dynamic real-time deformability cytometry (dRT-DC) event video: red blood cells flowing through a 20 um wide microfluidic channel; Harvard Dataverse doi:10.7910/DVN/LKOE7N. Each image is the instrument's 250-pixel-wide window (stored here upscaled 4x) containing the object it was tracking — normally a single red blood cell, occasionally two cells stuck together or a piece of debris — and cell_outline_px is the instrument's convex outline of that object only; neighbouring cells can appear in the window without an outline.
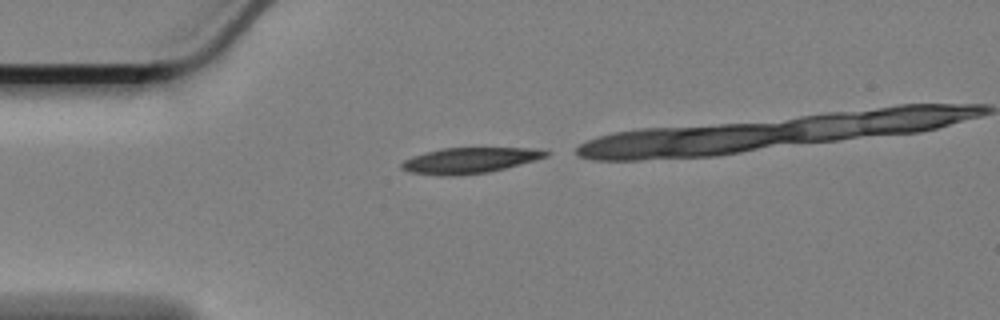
{"species": "Egyptian fruit bat (a non-hibernating species)", "species_latin": "Rousettus aegyptiacus", "temperature_condition": "cold", "stored_images_in_passage": 36, "camera_frame_rate_fps": 3000, "um_per_image_px": 0.085, "animal": {"sex": "female"}, "frame": {"image": 1, "passage_image": 1, "time_ms": 0.0, "image_size_px": [1000, 320], "cell_outline_px": [[552, 152], [548, 156], [536, 160], [488, 172], [456, 176], [440, 176], [412, 172], [400, 168], [400, 164], [404, 160], [412, 156], [424, 152], [440, 148], [536, 148]], "centroid_in_image_um": [39.92, 13.63], "position_along_channel_um": 45.1, "area_um2": 21.73}}
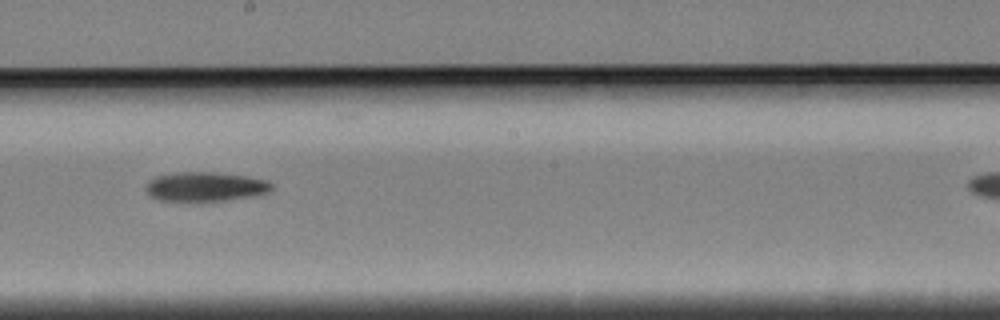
{"frame": {"image": 2, "passage_image": 18, "time_ms": 5.667, "image_size_px": [1000, 320], "cell_outline_px": [[272, 188], [268, 192], [252, 196], [224, 200], [160, 200], [152, 196], [148, 192], [148, 180], [156, 176], [176, 172], [212, 172], [248, 176], [268, 180], [272, 184]], "centroid_in_image_um": [17.49, 15.84], "position_along_channel_um": 230.7, "area_um2": 21.1}}
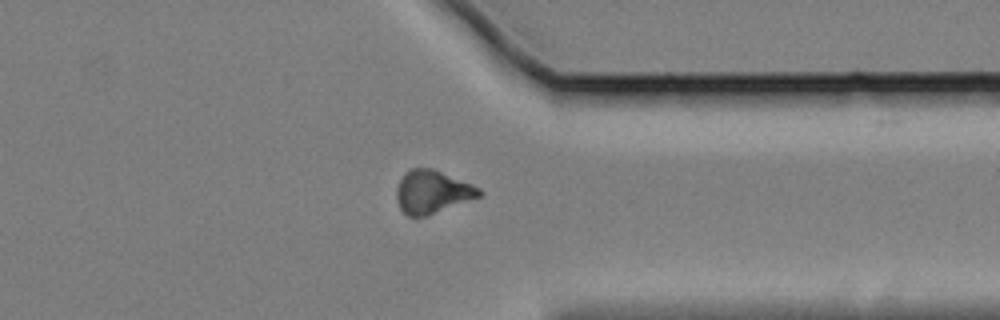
{"frame": {"image": 3, "passage_image": 31, "time_ms": 10.0, "image_size_px": [1000, 320], "cell_outline_px": [[484, 192], [480, 196], [428, 216], [408, 216], [400, 208], [396, 200], [396, 188], [404, 172], [412, 168], [432, 168], [480, 188]], "centroid_in_image_um": [36.71, 16.31], "position_along_channel_um": 374.7, "area_um2": 20.63}}